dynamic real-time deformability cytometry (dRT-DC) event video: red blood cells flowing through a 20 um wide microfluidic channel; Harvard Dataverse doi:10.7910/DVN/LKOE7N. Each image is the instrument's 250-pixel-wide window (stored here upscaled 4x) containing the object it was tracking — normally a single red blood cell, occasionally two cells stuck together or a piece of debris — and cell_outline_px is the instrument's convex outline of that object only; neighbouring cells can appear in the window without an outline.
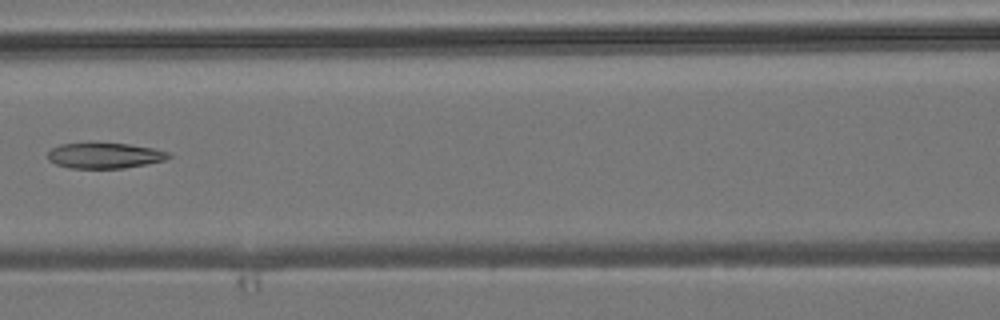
{"species": "common noctule bat (a hibernating species)", "species_latin": "Nyctalus noctula", "temperature_condition": "room temperature", "stored_images_in_passage": 6, "camera_frame_rate_fps": 3000, "um_per_image_px": 0.085, "animal": {"sex": "male", "body_mass_g": 19.2, "forearm_length_mm": 51.8}, "frame": {"image": 1, "passage_image": 6, "time_ms": 5.667, "image_size_px": [1000, 320], "cell_outline_px": [[172, 156], [164, 160], [148, 164], [124, 168], [68, 168], [56, 164], [48, 160], [48, 152], [52, 148], [60, 144], [128, 144], [152, 148], [168, 152]], "centroid_in_image_um": [8.89, 13.24], "position_along_channel_um": 157.7, "area_um2": 17.74}}